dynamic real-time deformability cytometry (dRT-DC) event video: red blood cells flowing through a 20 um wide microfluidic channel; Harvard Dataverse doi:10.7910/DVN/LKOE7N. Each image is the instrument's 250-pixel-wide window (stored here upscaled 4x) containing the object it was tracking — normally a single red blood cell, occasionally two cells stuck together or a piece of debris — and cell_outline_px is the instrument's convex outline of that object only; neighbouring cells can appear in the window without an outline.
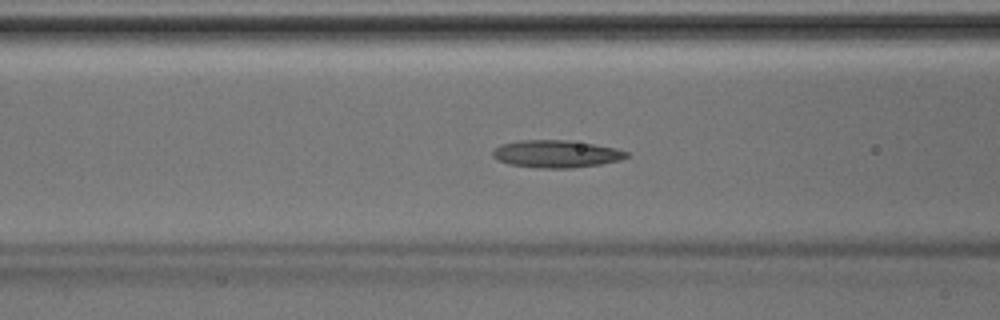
{"species": "Egyptian fruit bat (a non-hibernating species)", "species_latin": "Rousettus aegyptiacus", "temperature_condition": "room temperature", "stored_images_in_passage": 43, "camera_frame_rate_fps": 3000, "um_per_image_px": 0.085, "animal": {"sex": "male"}, "frame": {"image": 1, "passage_image": 17, "time_ms": 5.333, "image_size_px": [1000, 320], "cell_outline_px": [[628, 156], [620, 160], [600, 164], [572, 168], [544, 168], [508, 164], [496, 160], [492, 156], [492, 152], [500, 144], [516, 140], [568, 140], [616, 148], [628, 152]], "centroid_in_image_um": [47.24, 13.08], "position_along_channel_um": 119.4, "area_um2": 21.39}}
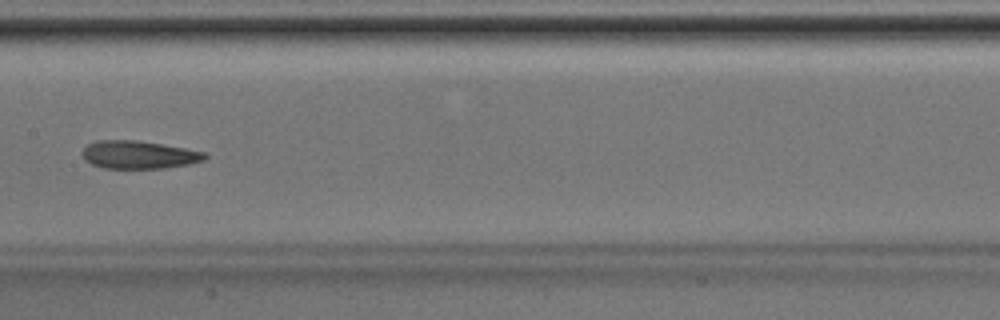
{"frame": {"image": 2, "passage_image": 22, "time_ms": 7.0, "image_size_px": [1000, 320], "cell_outline_px": [[208, 156], [204, 160], [188, 164], [164, 168], [104, 168], [92, 164], [84, 160], [80, 152], [88, 144], [96, 140], [136, 140], [184, 148], [204, 152]], "centroid_in_image_um": [11.75, 13.15], "position_along_channel_um": 195.7, "area_um2": 19.88}}
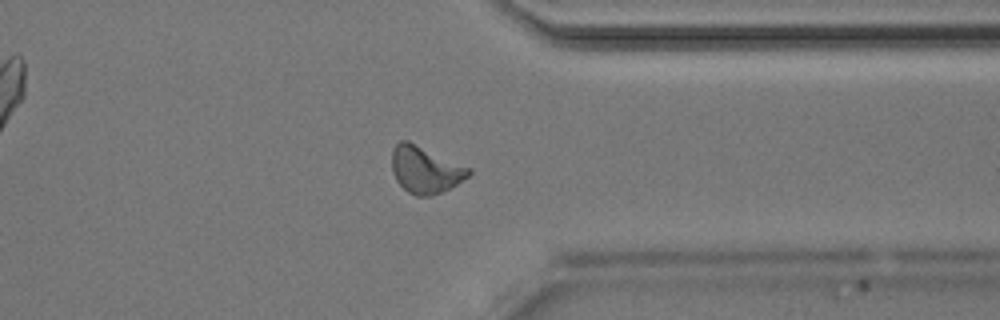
{"frame": {"image": 3, "passage_image": 34, "time_ms": 11.0, "image_size_px": [1000, 320], "cell_outline_px": [[472, 172], [468, 176], [456, 184], [432, 196], [416, 196], [408, 192], [396, 180], [392, 172], [392, 148], [400, 140], [408, 140], [472, 168]], "centroid_in_image_um": [36.14, 14.4], "position_along_channel_um": 375.3, "area_um2": 21.04}}